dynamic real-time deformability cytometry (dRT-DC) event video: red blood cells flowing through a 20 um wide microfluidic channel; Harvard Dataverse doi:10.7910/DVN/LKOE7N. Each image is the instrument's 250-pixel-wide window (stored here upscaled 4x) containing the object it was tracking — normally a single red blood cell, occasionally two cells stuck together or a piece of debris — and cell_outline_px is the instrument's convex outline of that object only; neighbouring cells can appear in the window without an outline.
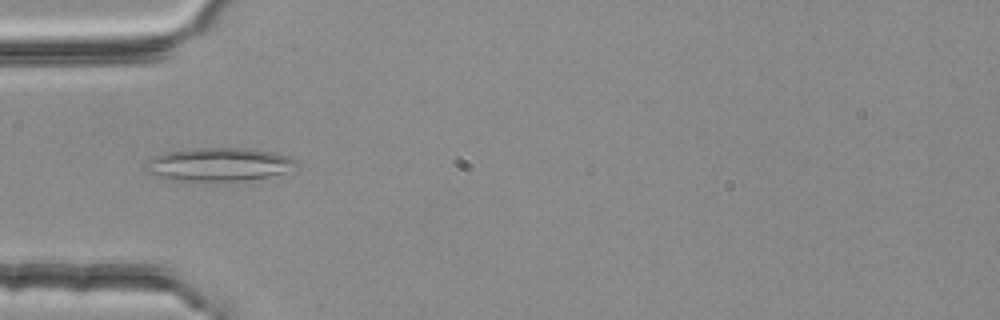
{"species": "common noctule bat (a hibernating species)", "species_latin": "Nyctalus noctula", "temperature_condition": "room temperature", "stored_images_in_passage": 2, "camera_frame_rate_fps": 3000, "um_per_image_px": 0.085, "animal": {"sex": "female", "body_mass_g": 25.1}, "frame": {"image": 1, "passage_image": 2, "time_ms": 0.333, "image_size_px": [1000, 320], "cell_outline_px": [[296, 172], [244, 180], [172, 180], [148, 172], [144, 168], [144, 164], [152, 156], [164, 152], [184, 148], [252, 148], [272, 152], [288, 156], [296, 160]], "centroid_in_image_um": [18.64, 13.95], "position_along_channel_um": 66.4, "area_um2": 29.59}}